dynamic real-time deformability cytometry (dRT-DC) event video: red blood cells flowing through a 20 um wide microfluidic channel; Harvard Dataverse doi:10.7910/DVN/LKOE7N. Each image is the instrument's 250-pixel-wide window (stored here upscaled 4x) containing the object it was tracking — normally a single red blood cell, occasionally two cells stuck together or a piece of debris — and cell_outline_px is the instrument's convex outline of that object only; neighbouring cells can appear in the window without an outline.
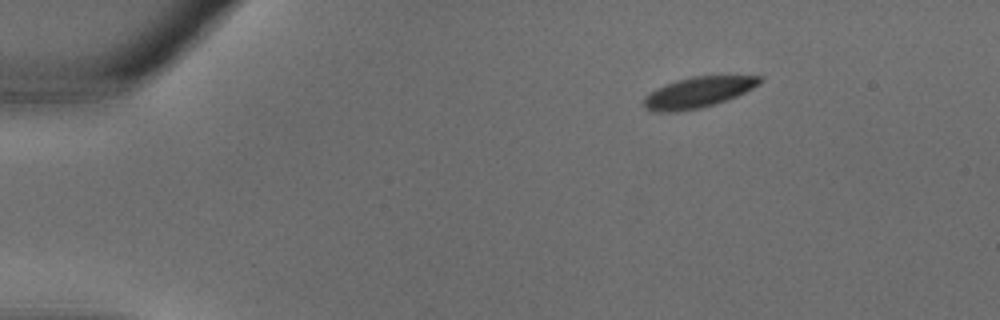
{"species": "common noctule bat (a hibernating species)", "species_latin": "Nyctalus noctula", "temperature_condition": "warm", "stored_images_in_passage": 31, "camera_frame_rate_fps": 3000, "um_per_image_px": 0.085, "animal": {"sex": "male", "body_mass_g": 18.8}, "frame": {"image": 1, "passage_image": 1, "time_ms": 0.0, "image_size_px": [1000, 320], "cell_outline_px": [[764, 80], [760, 84], [736, 96], [700, 108], [676, 112], [652, 112], [644, 108], [644, 96], [656, 88], [664, 84], [676, 80], [692, 76], [764, 76]], "centroid_in_image_um": [59.3, 7.84], "position_along_channel_um": 25.7, "area_um2": 20.75}}
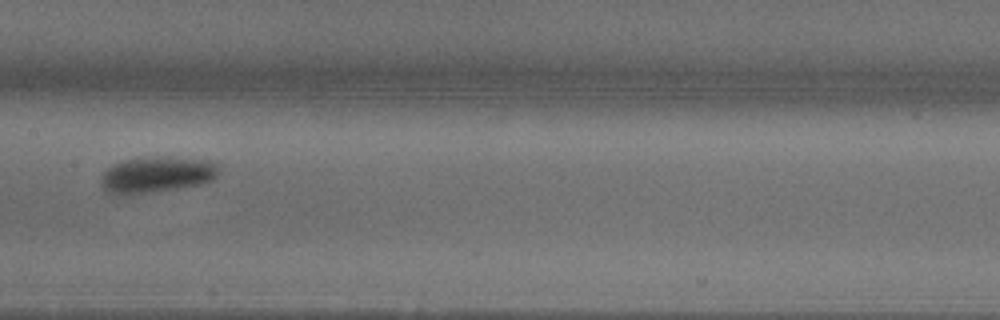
{"frame": {"image": 2, "passage_image": 14, "time_ms": 4.333, "image_size_px": [1000, 320], "cell_outline_px": [[224, 164], [220, 172], [212, 180], [200, 184], [176, 188], [120, 196], [104, 192], [100, 184], [100, 176], [112, 164], [136, 156], [176, 156], [216, 160]], "centroid_in_image_um": [13.37, 14.8], "position_along_channel_um": 194.0, "area_um2": 26.01}}
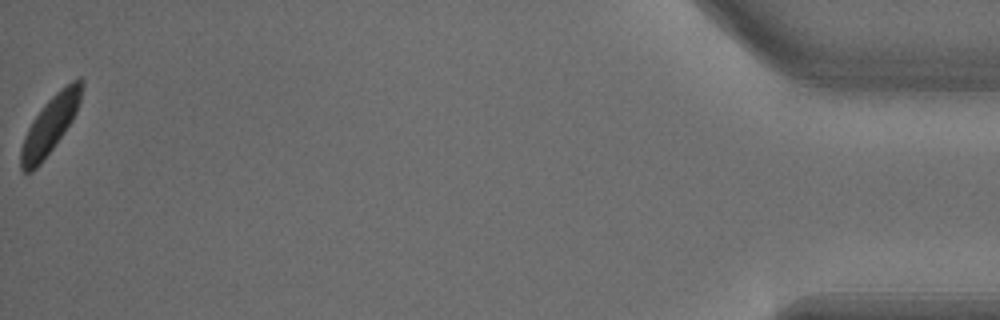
{"frame": {"image": 3, "passage_image": 31, "time_ms": 10.0, "image_size_px": [1000, 320], "cell_outline_px": [[84, 84], [80, 100], [76, 112], [72, 120], [52, 148], [40, 164], [32, 172], [24, 172], [20, 168], [20, 148], [24, 136], [32, 120], [44, 104], [60, 88], [72, 80], [80, 76], [84, 80]], "centroid_in_image_um": [4.25, 10.58], "position_along_channel_um": 430.9, "area_um2": 20.17}}